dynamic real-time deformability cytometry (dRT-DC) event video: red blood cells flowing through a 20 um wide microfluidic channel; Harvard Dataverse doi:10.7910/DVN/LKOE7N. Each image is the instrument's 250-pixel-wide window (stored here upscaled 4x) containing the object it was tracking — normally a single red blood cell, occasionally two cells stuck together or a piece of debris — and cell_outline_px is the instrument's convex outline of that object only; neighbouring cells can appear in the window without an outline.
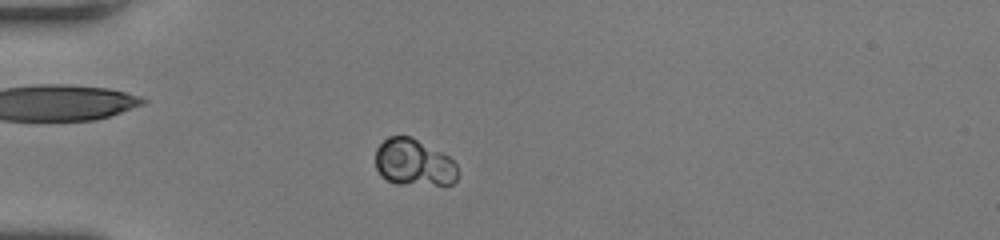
{"species": "human", "species_latin": "Homo sapiens", "temperature_condition": "room temperature", "stored_images_in_passage": 42, "camera_frame_rate_fps": 3000, "um_per_image_px": 0.085, "donor": {"sex": "female"}, "frame": {"image": 1, "passage_image": 7, "time_ms": 2.0, "image_size_px": [1000, 240], "cell_outline_px": [[460, 172], [456, 180], [452, 184], [396, 184], [380, 176], [376, 168], [376, 148], [388, 136], [408, 136], [448, 156], [456, 164]], "centroid_in_image_um": [35.17, 13.84], "position_along_channel_um": 49.8, "area_um2": 22.31}}
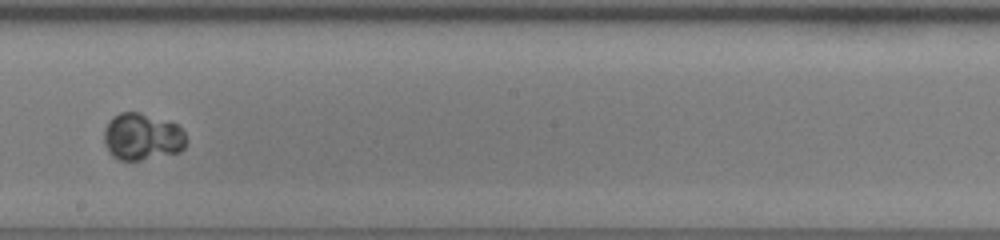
{"frame": {"image": 2, "passage_image": 22, "time_ms": 7.0, "image_size_px": [1000, 240], "cell_outline_px": [[184, 148], [180, 152], [140, 160], [120, 160], [112, 156], [104, 144], [104, 128], [108, 120], [112, 116], [120, 112], [136, 112], [168, 120], [176, 124], [184, 132]], "centroid_in_image_um": [12.04, 11.61], "position_along_channel_um": 236.2, "area_um2": 22.54}}
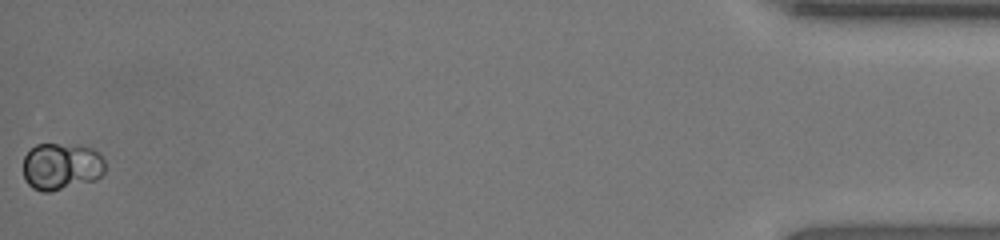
{"frame": {"image": 3, "passage_image": 42, "time_ms": 13.667, "image_size_px": [1000, 240], "cell_outline_px": [[104, 172], [96, 180], [48, 192], [44, 192], [32, 188], [28, 184], [24, 176], [24, 156], [36, 144], [56, 144], [92, 148], [104, 160]], "centroid_in_image_um": [5.2, 14.16], "position_along_channel_um": 430.0, "area_um2": 22.14}}